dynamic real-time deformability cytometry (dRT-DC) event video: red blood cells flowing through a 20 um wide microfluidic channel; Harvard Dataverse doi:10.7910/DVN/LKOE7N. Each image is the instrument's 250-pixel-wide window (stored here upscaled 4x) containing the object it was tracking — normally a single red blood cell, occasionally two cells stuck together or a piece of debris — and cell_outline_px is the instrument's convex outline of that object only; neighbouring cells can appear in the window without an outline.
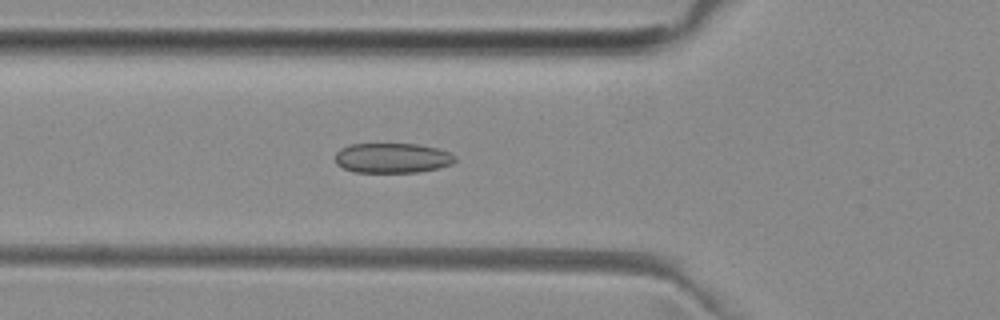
{"species": "common noctule bat (a hibernating species)", "species_latin": "Nyctalus noctula", "temperature_condition": "room temperature", "stored_images_in_passage": 31, "camera_frame_rate_fps": 3000, "um_per_image_px": 0.085, "animal": {"sex": "female", "body_mass_g": 29.2, "forearm_length_mm": 56.3}, "frame": {"image": 1, "passage_image": 3, "time_ms": 0.667, "image_size_px": [1000, 320], "cell_outline_px": [[456, 160], [452, 164], [436, 168], [416, 172], [356, 172], [344, 168], [336, 164], [336, 152], [340, 148], [348, 144], [416, 144], [436, 148], [448, 152], [456, 156]], "centroid_in_image_um": [33.32, 13.42], "position_along_channel_um": 92.5, "area_um2": 20.81}}
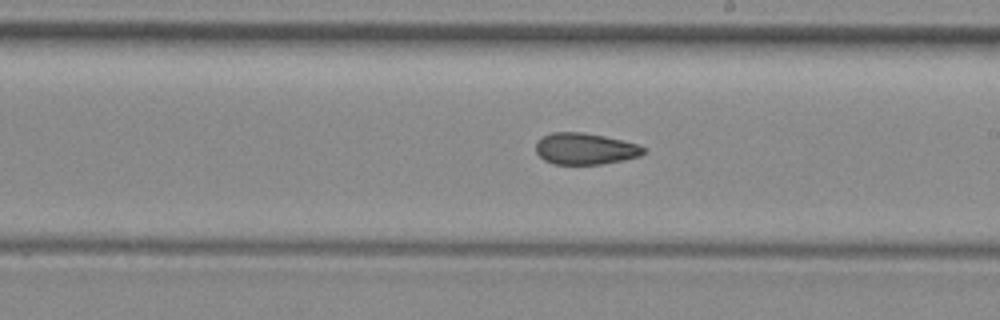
{"frame": {"image": 2, "passage_image": 14, "time_ms": 4.333, "image_size_px": [1000, 320], "cell_outline_px": [[644, 152], [640, 156], [624, 160], [600, 164], [552, 164], [544, 160], [536, 152], [536, 140], [552, 132], [584, 132], [604, 136], [640, 144], [644, 148]], "centroid_in_image_um": [49.73, 12.64], "position_along_channel_um": 239.3, "area_um2": 19.83}}
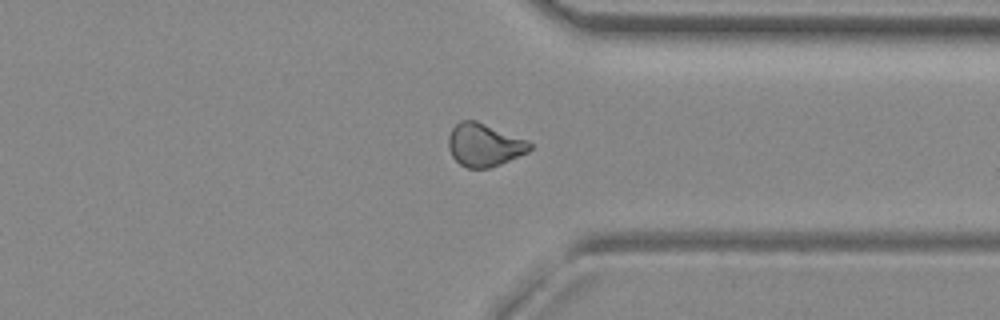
{"frame": {"image": 3, "passage_image": 24, "time_ms": 7.667, "image_size_px": [1000, 320], "cell_outline_px": [[532, 148], [528, 152], [500, 164], [488, 168], [468, 168], [460, 164], [452, 156], [448, 148], [448, 136], [452, 128], [460, 120], [476, 120], [528, 140], [532, 144]], "centroid_in_image_um": [41.15, 12.31], "position_along_channel_um": 370.2, "area_um2": 20.4}, "authors_computed_cell_mechanics": {"area_um2": 20.1722, "velocity_mm_per_s": 3.9936, "shape_relaxation_time_tau1_ms": null, "shape_relaxation_time_tau2_ms": 4.302, "deformation_change_tau1": null, "deformation_change_tau2": 0.0875}}